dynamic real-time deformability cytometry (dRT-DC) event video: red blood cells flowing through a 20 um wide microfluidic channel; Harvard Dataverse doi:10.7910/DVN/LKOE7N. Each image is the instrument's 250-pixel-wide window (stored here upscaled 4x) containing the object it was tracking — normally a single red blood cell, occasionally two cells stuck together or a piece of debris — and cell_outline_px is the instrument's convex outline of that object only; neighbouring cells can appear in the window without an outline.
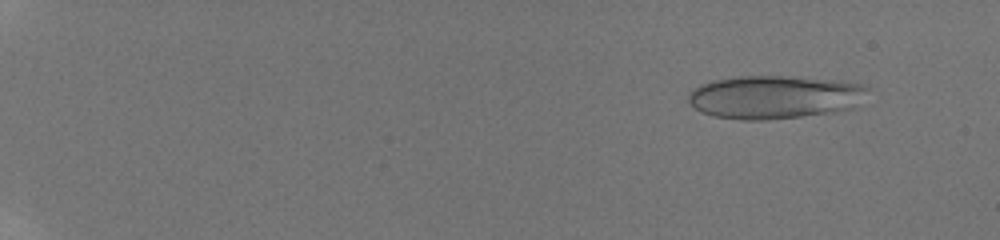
{"species": "human", "species_latin": "Homo sapiens", "temperature_condition": "room temperature", "stored_images_in_passage": 16, "camera_frame_rate_fps": 3000, "um_per_image_px": 0.085, "donor": {"sex": "male"}, "frame": {"image": 1, "passage_image": 3, "time_ms": 1.333, "image_size_px": [1000, 240], "cell_outline_px": [[868, 88], [856, 108], [836, 112], [764, 120], [740, 120], [712, 116], [688, 104], [688, 92], [700, 84], [732, 76], [784, 76], [840, 80], [864, 84]], "centroid_in_image_um": [65.83, 8.25], "position_along_channel_um": 19.2, "area_um2": 45.55}}
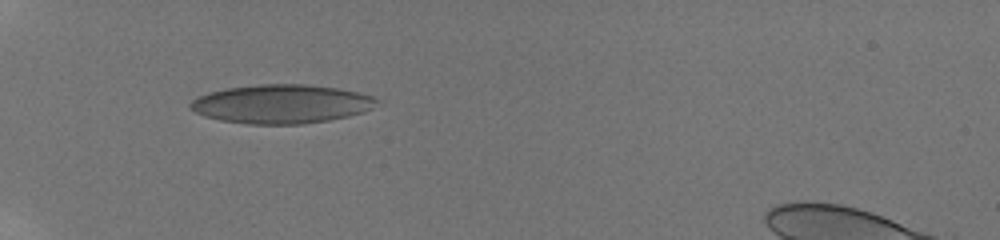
{"frame": {"image": 2, "passage_image": 12, "time_ms": 6.333, "image_size_px": [1000, 240], "cell_outline_px": [[384, 100], [372, 108], [364, 112], [348, 116], [328, 120], [304, 124], [248, 124], [220, 120], [204, 116], [188, 108], [188, 104], [196, 96], [208, 92], [228, 88], [260, 84], [304, 84], [336, 88], [356, 92], [372, 96]], "centroid_in_image_um": [23.92, 8.84], "position_along_channel_um": 61.1, "area_um2": 42.43}}
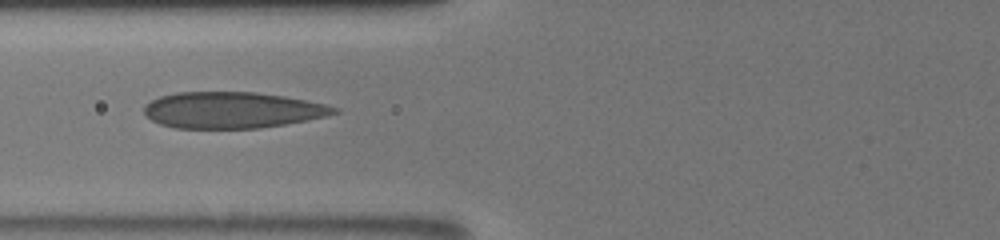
{"frame": {"image": 3, "passage_image": 15, "time_ms": 8.0, "image_size_px": [1000, 240], "cell_outline_px": [[340, 112], [328, 116], [308, 120], [260, 128], [176, 128], [160, 124], [152, 120], [144, 112], [144, 104], [160, 96], [176, 92], [256, 92], [284, 96], [324, 104], [340, 108]], "centroid_in_image_um": [19.75, 9.35], "position_along_channel_um": 106.0, "area_um2": 40.17}}